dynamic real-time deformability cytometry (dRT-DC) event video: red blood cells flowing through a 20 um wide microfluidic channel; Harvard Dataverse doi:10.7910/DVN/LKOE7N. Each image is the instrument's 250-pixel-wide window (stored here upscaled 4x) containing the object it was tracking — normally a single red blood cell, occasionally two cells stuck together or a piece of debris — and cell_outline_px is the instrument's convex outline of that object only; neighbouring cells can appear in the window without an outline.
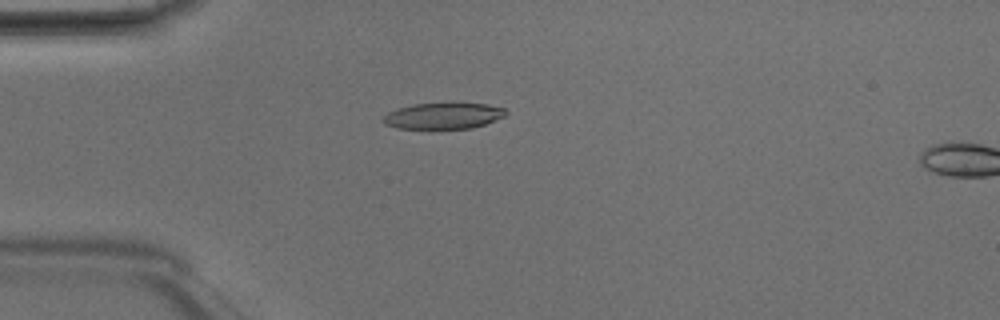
{"species": "Egyptian fruit bat (a non-hibernating species)", "species_latin": "Rousettus aegyptiacus", "temperature_condition": "room temperature", "stored_images_in_passage": 15, "camera_frame_rate_fps": 3000, "um_per_image_px": 0.085, "animal": {"sex": "male"}, "frame": {"image": 1, "passage_image": 13, "time_ms": 4.0, "image_size_px": [1000, 320], "cell_outline_px": [[508, 112], [504, 116], [484, 124], [472, 128], [396, 128], [384, 124], [384, 116], [388, 112], [396, 108], [412, 104], [452, 100], [488, 104], [504, 108]], "centroid_in_image_um": [37.7, 9.78], "position_along_channel_um": 47.3, "area_um2": 19.42}}